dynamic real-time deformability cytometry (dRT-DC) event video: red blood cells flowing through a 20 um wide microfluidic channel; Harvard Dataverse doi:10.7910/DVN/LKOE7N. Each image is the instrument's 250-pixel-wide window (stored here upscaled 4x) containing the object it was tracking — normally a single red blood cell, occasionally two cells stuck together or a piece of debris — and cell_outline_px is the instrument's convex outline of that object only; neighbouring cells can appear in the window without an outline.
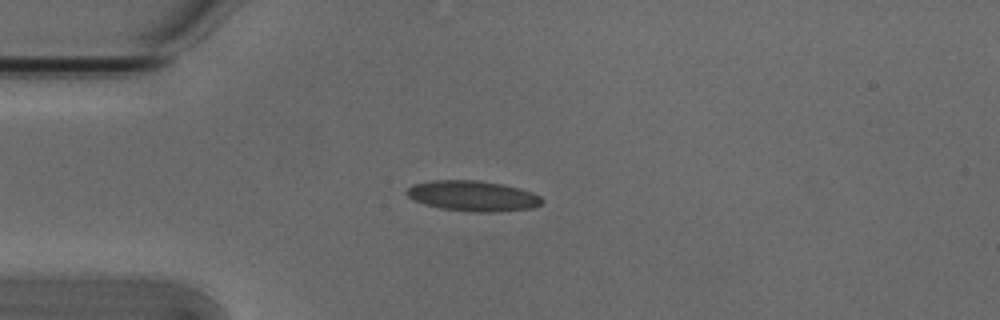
{"species": "Egyptian fruit bat (a non-hibernating species)", "species_latin": "Rousettus aegyptiacus", "temperature_condition": "cold", "stored_images_in_passage": 41, "camera_frame_rate_fps": 3000, "um_per_image_px": 0.085, "animal": {"sex": "male"}, "frame": {"image": 1, "passage_image": 1, "time_ms": 0.0, "image_size_px": [1000, 320], "cell_outline_px": [[544, 200], [540, 204], [532, 208], [496, 212], [468, 212], [440, 208], [424, 204], [408, 196], [404, 192], [412, 184], [432, 180], [480, 180], [520, 188], [532, 192], [540, 196]], "centroid_in_image_um": [40.18, 16.65], "position_along_channel_um": 44.8, "area_um2": 24.1}}
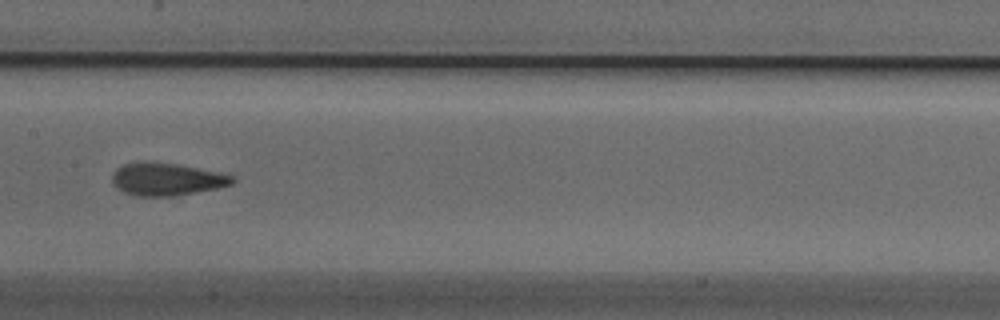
{"frame": {"image": 2, "passage_image": 14, "time_ms": 4.333, "image_size_px": [1000, 320], "cell_outline_px": [[236, 180], [232, 184], [216, 188], [196, 192], [172, 196], [136, 196], [124, 192], [112, 184], [112, 176], [116, 168], [124, 164], [144, 160], [152, 160], [176, 164], [196, 168], [232, 176]], "centroid_in_image_um": [14.09, 15.22], "position_along_channel_um": 193.3, "area_um2": 22.77}}
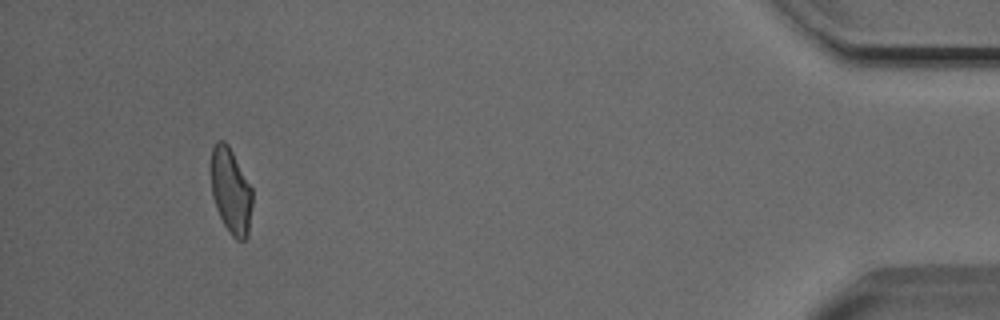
{"frame": {"image": 3, "passage_image": 37, "time_ms": 12.0, "image_size_px": [1000, 320], "cell_outline_px": [[252, 204], [248, 236], [244, 240], [236, 240], [232, 236], [224, 224], [216, 208], [212, 196], [212, 148], [216, 140], [224, 140], [228, 144], [252, 188]], "centroid_in_image_um": [19.63, 16.24], "position_along_channel_um": 415.6, "area_um2": 20.46}, "authors_computed_cell_mechanics": {"area_um2": 22.0796, "velocity_mm_per_s": 3.8454, "shape_relaxation_time_tau1_ms": 4.955, "shape_relaxation_time_tau2_ms": 1.5932, "deformation_change_tau1": 0.1411, "deformation_change_tau2": 0.072}}